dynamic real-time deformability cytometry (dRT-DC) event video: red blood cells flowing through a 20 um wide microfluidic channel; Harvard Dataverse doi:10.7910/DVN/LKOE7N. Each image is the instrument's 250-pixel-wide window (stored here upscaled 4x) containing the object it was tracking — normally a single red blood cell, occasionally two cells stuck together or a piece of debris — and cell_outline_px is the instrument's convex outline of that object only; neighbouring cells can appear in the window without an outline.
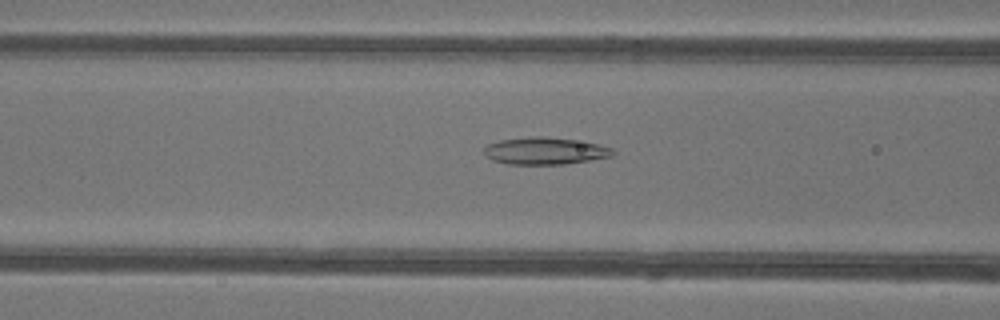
{"species": "common noctule bat (a hibernating species)", "species_latin": "Nyctalus noctula", "temperature_condition": "warm", "stored_images_in_passage": 49, "camera_frame_rate_fps": 3000, "um_per_image_px": 0.085, "animal": {"sex": "female"}, "frame": {"image": 1, "passage_image": 21, "time_ms": 6.667, "image_size_px": [1000, 320], "cell_outline_px": [[616, 152], [612, 156], [564, 164], [508, 164], [492, 160], [484, 156], [484, 148], [488, 144], [500, 140], [532, 136], [544, 136], [600, 144], [612, 148]], "centroid_in_image_um": [46.3, 12.83], "position_along_channel_um": 120.3, "area_um2": 20.29}}
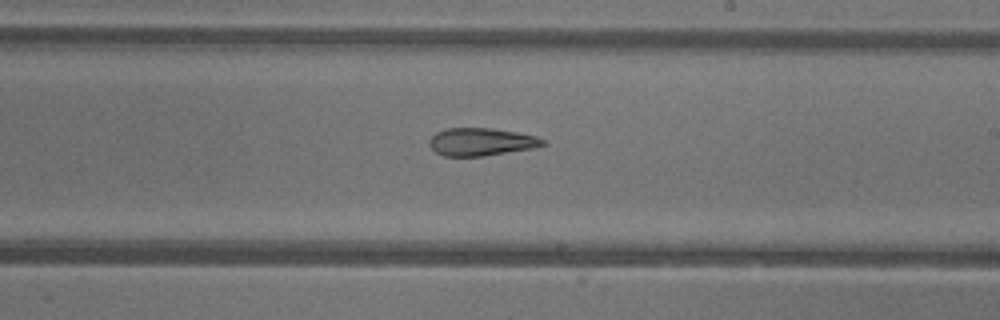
{"frame": {"image": 2, "passage_image": 30, "time_ms": 9.667, "image_size_px": [1000, 320], "cell_outline_px": [[548, 144], [532, 148], [484, 156], [444, 156], [436, 152], [428, 144], [428, 140], [436, 132], [444, 128], [492, 128], [516, 132], [536, 136], [544, 140]], "centroid_in_image_um": [40.88, 12.05], "position_along_channel_um": 248.1, "area_um2": 18.38}}
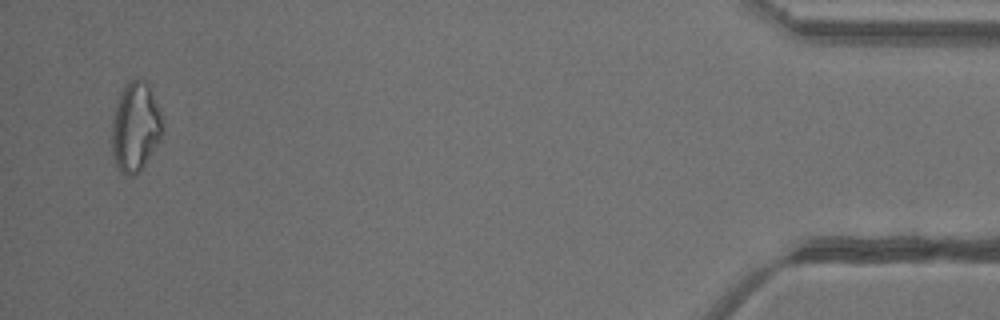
{"frame": {"image": 3, "passage_image": 48, "time_ms": 15.667, "image_size_px": [1000, 320], "cell_outline_px": [[164, 132], [160, 140], [140, 172], [132, 176], [124, 176], [116, 168], [112, 156], [112, 120], [116, 104], [120, 92], [132, 76], [136, 76], [144, 80], [148, 84], [160, 108], [164, 128]], "centroid_in_image_um": [11.51, 10.79], "position_along_channel_um": 423.7, "area_um2": 27.17}, "authors_computed_cell_mechanics": {"area_um2": 22.6576, "velocity_mm_per_s": 4.2709, "shape_relaxation_time_tau1_ms": null, "shape_relaxation_time_tau2_ms": 4.0823, "deformation_change_tau1": null, "deformation_change_tau2": 0.1474}}